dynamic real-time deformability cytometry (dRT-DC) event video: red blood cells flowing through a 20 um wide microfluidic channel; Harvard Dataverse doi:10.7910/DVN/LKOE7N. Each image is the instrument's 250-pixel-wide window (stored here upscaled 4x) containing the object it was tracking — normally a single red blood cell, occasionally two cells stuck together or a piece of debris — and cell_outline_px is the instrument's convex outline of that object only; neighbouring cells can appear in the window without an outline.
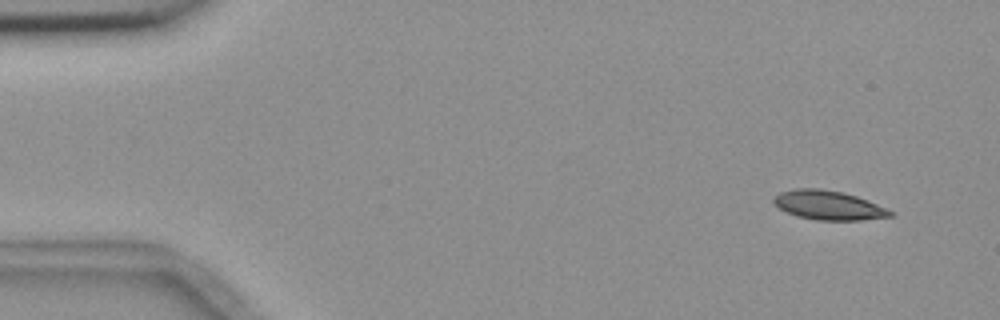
{"species": "common noctule bat (a hibernating species)", "species_latin": "Nyctalus noctula", "temperature_condition": "room temperature", "stored_images_in_passage": 5, "camera_frame_rate_fps": 3000, "um_per_image_px": 0.085, "animal": {"sex": "female", "body_mass_g": 18.4}, "frame": {"image": 1, "passage_image": 1, "time_ms": 0.0, "image_size_px": [1000, 320], "cell_outline_px": [[892, 216], [860, 220], [816, 220], [800, 216], [788, 212], [780, 208], [772, 200], [780, 192], [796, 188], [820, 188], [844, 192], [856, 196], [876, 204], [892, 212]], "centroid_in_image_um": [70.4, 17.43], "position_along_channel_um": 14.6, "area_um2": 19.42}}
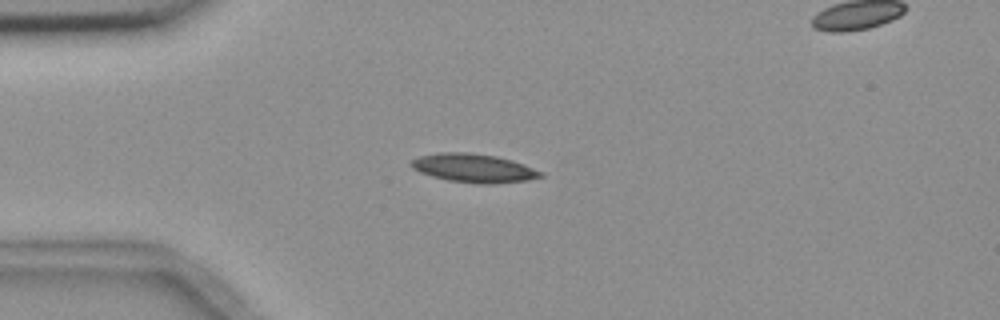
{"frame": {"image": 2, "passage_image": 4, "time_ms": 3.333, "image_size_px": [1000, 320], "cell_outline_px": [[544, 176], [528, 180], [492, 184], [480, 184], [448, 180], [432, 176], [420, 172], [412, 168], [408, 164], [412, 160], [420, 156], [440, 152], [468, 152], [496, 156], [512, 160], [524, 164], [544, 172]], "centroid_in_image_um": [40.28, 14.29], "position_along_channel_um": 44.7, "area_um2": 21.68}}